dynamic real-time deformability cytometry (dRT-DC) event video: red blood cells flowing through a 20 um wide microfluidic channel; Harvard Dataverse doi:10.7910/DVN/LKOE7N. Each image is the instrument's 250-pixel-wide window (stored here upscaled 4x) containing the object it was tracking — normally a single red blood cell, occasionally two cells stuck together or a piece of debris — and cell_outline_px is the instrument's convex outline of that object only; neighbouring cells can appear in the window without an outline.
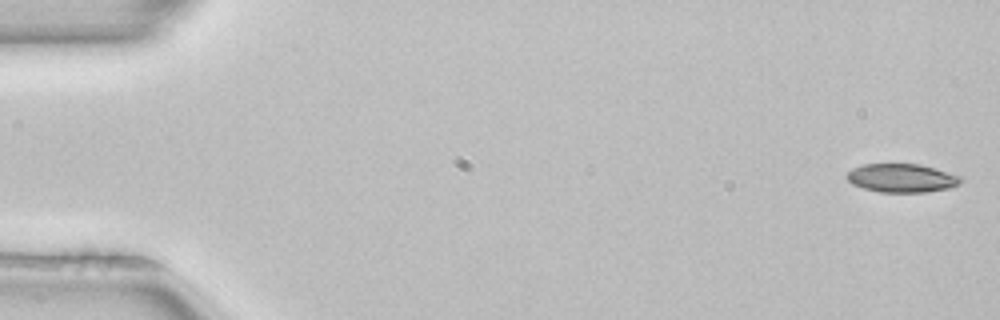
{"species": "common noctule bat (a hibernating species)", "species_latin": "Nyctalus noctula", "temperature_condition": "room temperature", "stored_images_in_passage": 51, "camera_frame_rate_fps": 3000, "um_per_image_px": 0.085, "animal": {"sex": "female", "body_mass_g": 22.7, "forearm_length_mm": 54.2}, "frame": {"image": 1, "passage_image": 1, "time_ms": 0.0, "image_size_px": [1000, 320], "cell_outline_px": [[964, 180], [960, 184], [952, 188], [924, 192], [880, 192], [864, 188], [852, 184], [844, 176], [852, 168], [864, 164], [920, 164], [960, 176]], "centroid_in_image_um": [76.65, 15.14], "position_along_channel_um": 8.3, "area_um2": 19.02}}
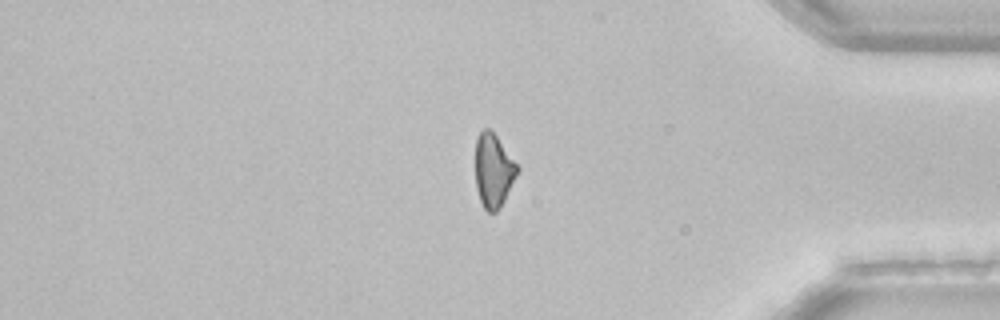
{"frame": {"image": 2, "passage_image": 43, "time_ms": 14.0, "image_size_px": [1000, 320], "cell_outline_px": [[520, 168], [500, 208], [496, 212], [488, 212], [484, 208], [480, 200], [476, 188], [476, 140], [480, 132], [484, 128], [488, 128], [496, 136]], "centroid_in_image_um": [41.93, 14.51], "position_along_channel_um": 393.3, "area_um2": 17.69}}
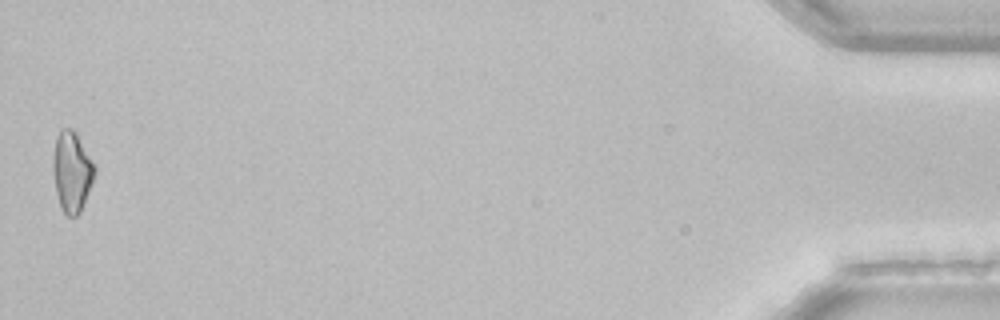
{"frame": {"image": 3, "passage_image": 51, "time_ms": 16.667, "image_size_px": [1000, 320], "cell_outline_px": [[96, 172], [84, 204], [80, 212], [76, 216], [68, 216], [64, 212], [60, 204], [56, 192], [52, 168], [52, 160], [56, 136], [64, 128], [72, 128], [76, 132], [96, 168]], "centroid_in_image_um": [6.1, 14.58], "position_along_channel_um": 429.1, "area_um2": 19.36}}